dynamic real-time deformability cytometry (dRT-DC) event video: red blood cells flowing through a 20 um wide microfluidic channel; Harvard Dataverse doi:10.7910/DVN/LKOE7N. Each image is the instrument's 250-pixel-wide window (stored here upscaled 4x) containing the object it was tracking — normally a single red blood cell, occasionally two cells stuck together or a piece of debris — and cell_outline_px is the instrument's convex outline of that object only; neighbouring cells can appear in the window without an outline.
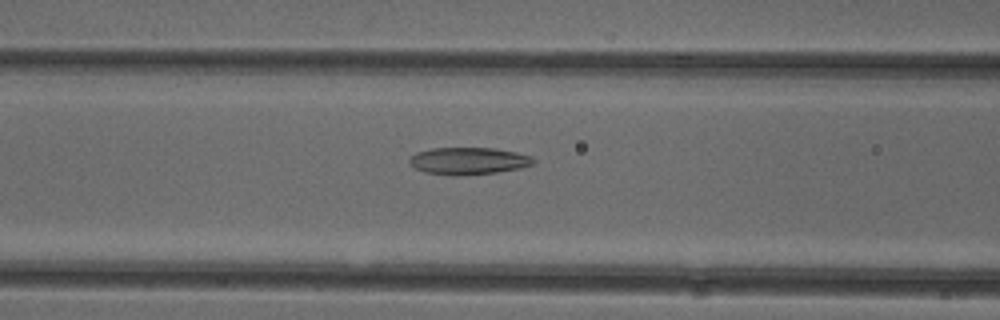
{"species": "common noctule bat (a hibernating species)", "species_latin": "Nyctalus noctula", "temperature_condition": "cold", "stored_images_in_passage": 37, "camera_frame_rate_fps": 3000, "um_per_image_px": 0.085, "animal": {"sex": "female"}, "frame": {"image": 1, "passage_image": 6, "time_ms": 1.667, "image_size_px": [1000, 320], "cell_outline_px": [[536, 160], [532, 164], [520, 168], [496, 172], [456, 176], [452, 176], [424, 172], [416, 168], [408, 160], [416, 152], [432, 148], [496, 148], [516, 152], [532, 156]], "centroid_in_image_um": [39.83, 13.67], "position_along_channel_um": 126.8, "area_um2": 19.59}}
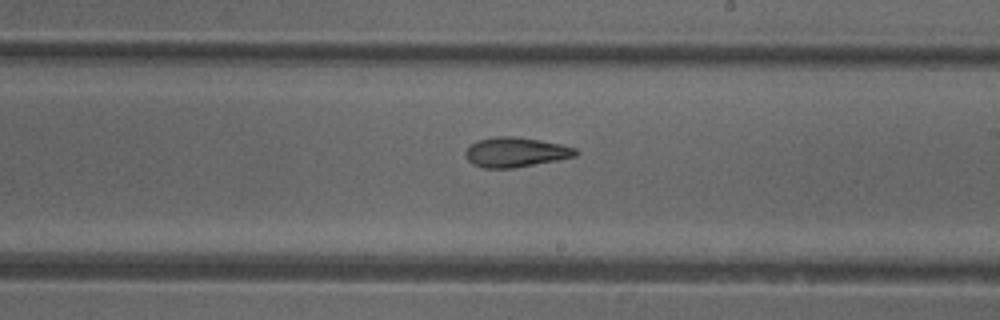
{"frame": {"image": 2, "passage_image": 15, "time_ms": 4.667, "image_size_px": [1000, 320], "cell_outline_px": [[580, 152], [576, 156], [556, 160], [512, 168], [484, 168], [472, 164], [468, 160], [464, 152], [468, 144], [476, 140], [496, 136], [516, 136], [540, 140], [560, 144], [576, 148]], "centroid_in_image_um": [43.79, 12.92], "position_along_channel_um": 245.2, "area_um2": 19.25}}
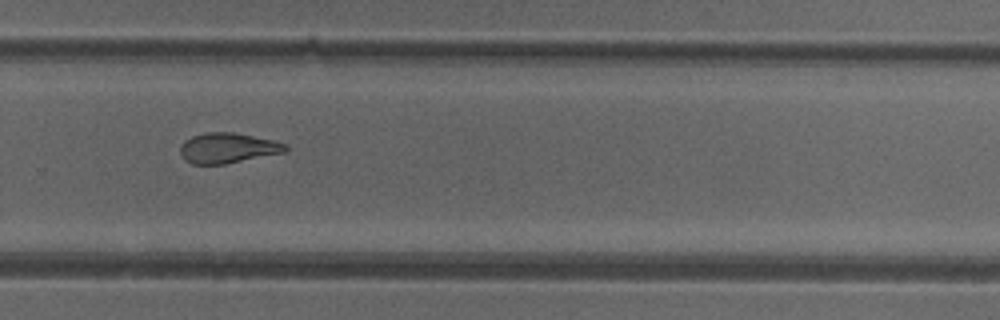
{"frame": {"image": 3, "passage_image": 20, "time_ms": 6.333, "image_size_px": [1000, 320], "cell_outline_px": [[288, 152], [224, 164], [192, 164], [184, 160], [180, 156], [180, 144], [184, 140], [192, 136], [204, 132], [232, 132], [272, 140], [288, 144]], "centroid_in_image_um": [19.34, 12.58], "position_along_channel_um": 310.5, "area_um2": 18.79}, "authors_computed_cell_mechanics": {"area_um2": 19.3052, "velocity_mm_per_s": 3.9385, "shape_relaxation_time_tau1_ms": 10.2698, "shape_relaxation_time_tau2_ms": 4.3903, "deformation_change_tau1": 0.2422, "deformation_change_tau2": 0.1416}}